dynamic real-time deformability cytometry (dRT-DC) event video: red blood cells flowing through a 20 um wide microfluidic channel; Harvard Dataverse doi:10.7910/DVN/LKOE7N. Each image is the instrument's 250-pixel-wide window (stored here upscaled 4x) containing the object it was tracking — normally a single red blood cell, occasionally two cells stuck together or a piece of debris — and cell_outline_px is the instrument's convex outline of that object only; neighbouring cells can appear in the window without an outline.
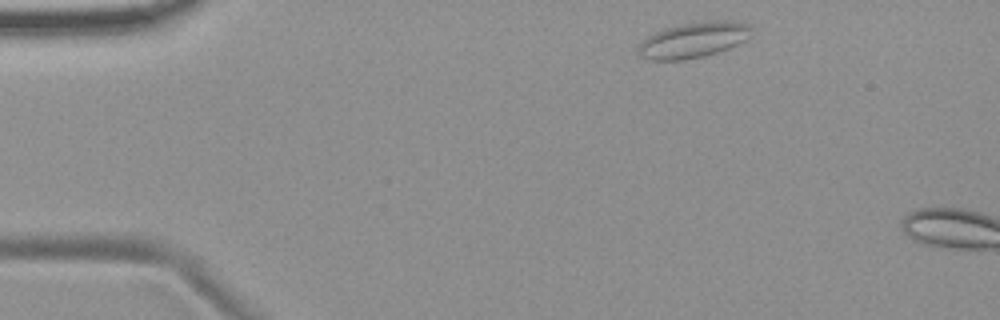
{"species": "common noctule bat (a hibernating species)", "species_latin": "Nyctalus noctula", "temperature_condition": "room temperature", "stored_images_in_passage": 2, "camera_frame_rate_fps": 3000, "um_per_image_px": 0.085, "animal": {"sex": "female", "body_mass_g": 19.9}, "frame": {"image": 1, "passage_image": 1, "time_ms": 0.0, "image_size_px": [1000, 320], "cell_outline_px": [[756, 28], [744, 40], [728, 48], [704, 56], [680, 60], [652, 60], [640, 56], [636, 52], [640, 44], [648, 36], [664, 28], [680, 24], [712, 20], [732, 20], [748, 24]], "centroid_in_image_um": [58.96, 3.38], "position_along_channel_um": 26.0, "area_um2": 23.41}}